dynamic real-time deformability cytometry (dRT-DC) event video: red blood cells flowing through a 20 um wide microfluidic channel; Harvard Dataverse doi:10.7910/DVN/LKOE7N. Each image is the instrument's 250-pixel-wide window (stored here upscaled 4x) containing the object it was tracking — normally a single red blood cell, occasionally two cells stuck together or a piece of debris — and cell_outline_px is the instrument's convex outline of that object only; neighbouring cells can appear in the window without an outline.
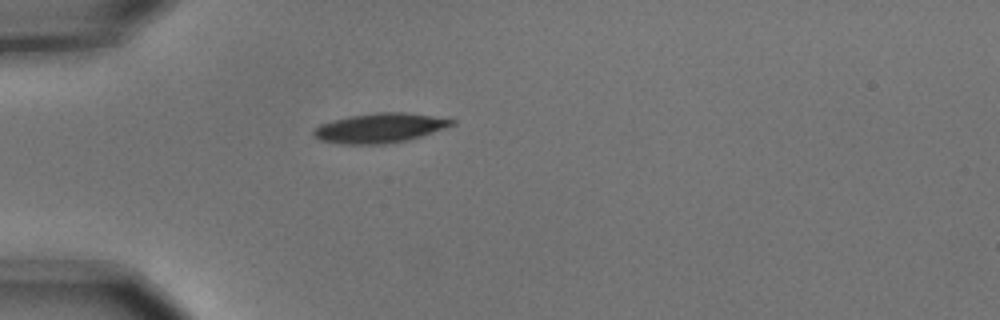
{"species": "common noctule bat (a hibernating species)", "species_latin": "Nyctalus noctula", "temperature_condition": "cold", "stored_images_in_passage": 2, "camera_frame_rate_fps": 3000, "um_per_image_px": 0.085, "animal": {"sex": "male", "body_mass_g": 15.6}, "frame": {"image": 1, "passage_image": 1, "time_ms": 0.0, "image_size_px": [1000, 320], "cell_outline_px": [[456, 124], [408, 140], [384, 144], [340, 144], [320, 140], [312, 136], [312, 132], [320, 124], [352, 116], [376, 112], [404, 112], [432, 116], [456, 120]], "centroid_in_image_um": [32.27, 10.89], "position_along_channel_um": 52.7, "area_um2": 23.58}}